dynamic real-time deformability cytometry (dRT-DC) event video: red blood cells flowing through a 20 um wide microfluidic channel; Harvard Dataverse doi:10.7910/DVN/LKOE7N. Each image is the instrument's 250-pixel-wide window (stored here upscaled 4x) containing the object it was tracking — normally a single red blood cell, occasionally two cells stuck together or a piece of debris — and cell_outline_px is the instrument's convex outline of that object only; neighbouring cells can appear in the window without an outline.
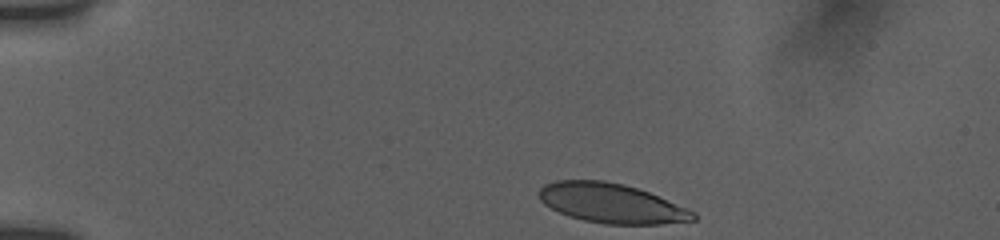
{"species": "human", "species_latin": "Homo sapiens", "temperature_condition": "room temperature", "stored_images_in_passage": 10, "camera_frame_rate_fps": 3000, "um_per_image_px": 0.085, "donor": {"sex": "female"}, "frame": {"image": 1, "passage_image": 1, "time_ms": 0.0, "image_size_px": [1000, 240], "cell_outline_px": [[696, 220], [660, 224], [604, 224], [584, 220], [568, 216], [544, 204], [540, 200], [536, 192], [544, 184], [556, 180], [604, 180], [624, 184], [648, 192], [688, 208], [696, 212]], "centroid_in_image_um": [51.95, 17.27], "position_along_channel_um": 33.0, "area_um2": 35.66}}
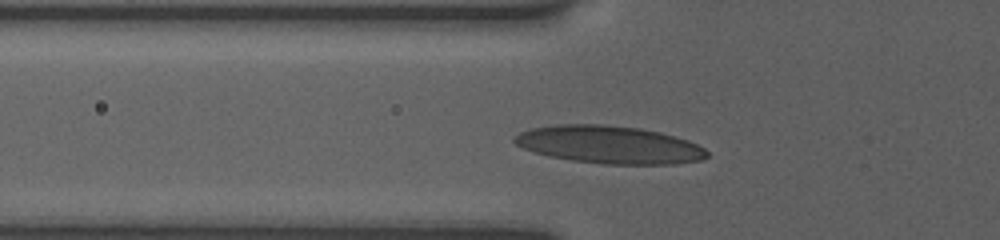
{"frame": {"image": 2, "passage_image": 7, "time_ms": 3.0, "image_size_px": [1000, 240], "cell_outline_px": [[708, 156], [700, 160], [672, 164], [604, 164], [572, 160], [548, 156], [532, 152], [516, 144], [512, 140], [520, 132], [528, 128], [556, 124], [600, 124], [640, 128], [660, 132], [688, 140], [704, 148], [708, 152]], "centroid_in_image_um": [51.75, 12.29], "position_along_channel_um": 74.0, "area_um2": 42.37}}
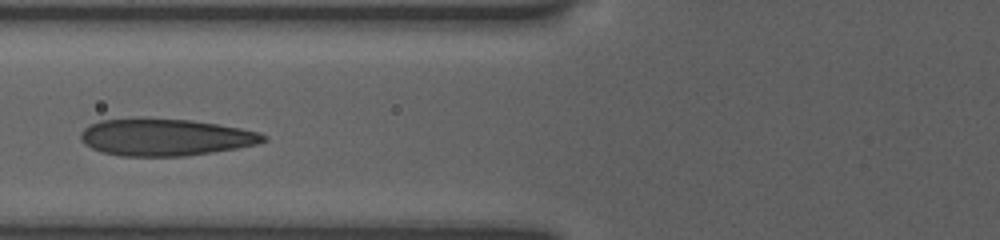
{"frame": {"image": 3, "passage_image": 9, "time_ms": 4.0, "image_size_px": [1000, 240], "cell_outline_px": [[268, 140], [256, 144], [236, 148], [212, 152], [184, 156], [120, 156], [100, 152], [84, 144], [80, 140], [80, 132], [88, 124], [100, 120], [140, 116], [144, 116], [188, 120], [216, 124], [240, 128], [260, 132], [268, 136]], "centroid_in_image_um": [13.98, 11.64], "position_along_channel_um": 111.8, "area_um2": 40.17}}